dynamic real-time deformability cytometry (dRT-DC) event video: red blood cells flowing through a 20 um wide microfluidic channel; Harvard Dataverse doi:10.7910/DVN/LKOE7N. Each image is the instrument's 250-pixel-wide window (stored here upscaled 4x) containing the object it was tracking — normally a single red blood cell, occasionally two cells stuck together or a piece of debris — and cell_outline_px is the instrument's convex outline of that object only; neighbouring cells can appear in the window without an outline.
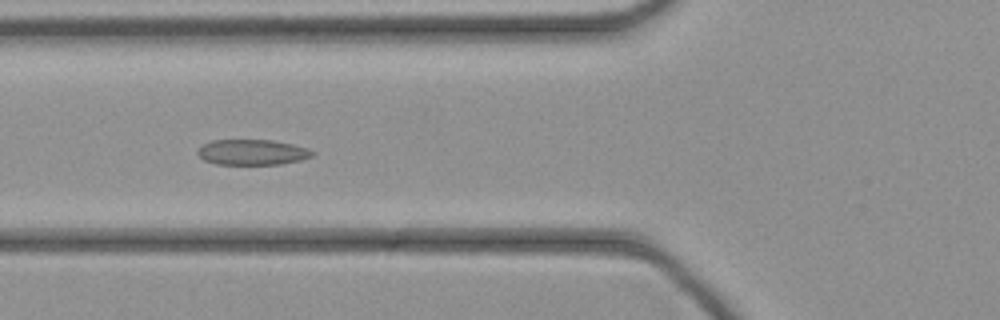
{"species": "common noctule bat (a hibernating species)", "species_latin": "Nyctalus noctula", "temperature_condition": "cold", "stored_images_in_passage": 44, "camera_frame_rate_fps": 3000, "um_per_image_px": 0.085, "animal": {"sex": "female", "body_mass_g": 21.9}, "frame": {"image": 1, "passage_image": 16, "time_ms": 5.0, "image_size_px": [1000, 320], "cell_outline_px": [[316, 152], [312, 156], [300, 160], [280, 164], [216, 164], [204, 160], [196, 152], [200, 144], [212, 140], [272, 140], [292, 144], [308, 148]], "centroid_in_image_um": [21.42, 12.93], "position_along_channel_um": 104.4, "area_um2": 17.11}}
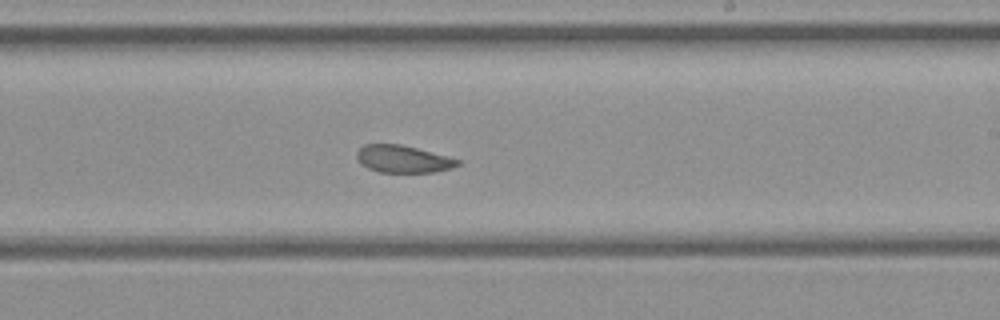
{"frame": {"image": 2, "passage_image": 26, "time_ms": 8.333, "image_size_px": [1000, 320], "cell_outline_px": [[460, 164], [452, 168], [436, 172], [380, 172], [368, 168], [356, 156], [356, 152], [364, 144], [400, 144], [448, 156], [460, 160]], "centroid_in_image_um": [34.29, 13.51], "position_along_channel_um": 254.7, "area_um2": 15.9}}
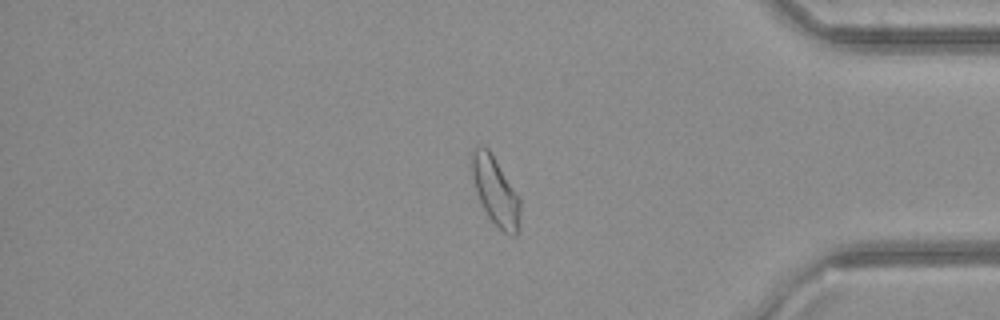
{"frame": {"image": 3, "passage_image": 37, "time_ms": 12.0, "image_size_px": [1000, 320], "cell_outline_px": [[520, 212], [516, 236], [512, 236], [504, 232], [488, 216], [476, 192], [472, 180], [472, 148], [476, 144], [480, 144], [488, 148], [520, 196]], "centroid_in_image_um": [42.1, 16.19], "position_along_channel_um": 393.1, "area_um2": 19.19}}